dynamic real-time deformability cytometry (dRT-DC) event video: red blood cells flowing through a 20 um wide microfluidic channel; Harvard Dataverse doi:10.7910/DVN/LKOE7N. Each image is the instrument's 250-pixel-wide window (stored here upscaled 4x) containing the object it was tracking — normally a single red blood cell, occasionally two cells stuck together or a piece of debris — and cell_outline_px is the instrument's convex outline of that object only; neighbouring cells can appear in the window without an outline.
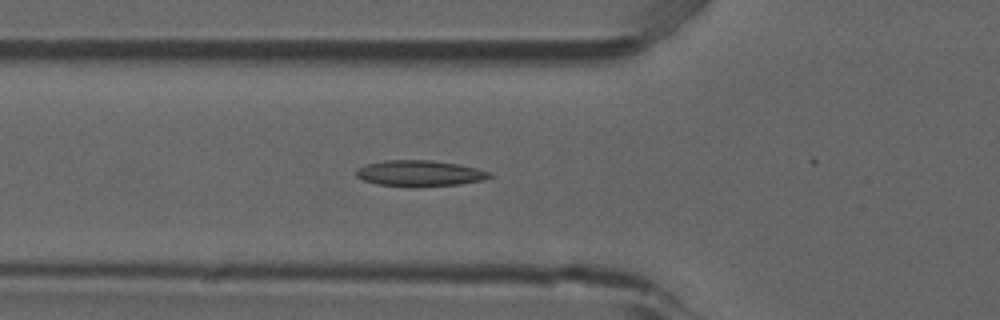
{"species": "common noctule bat (a hibernating species)", "species_latin": "Nyctalus noctula", "temperature_condition": "room temperature", "stored_images_in_passage": 16, "camera_frame_rate_fps": 3000, "um_per_image_px": 0.085, "animal": {"sex": "male", "forearm_length_mm": 52.5}, "frame": {"image": 1, "passage_image": 13, "time_ms": 4.0, "image_size_px": [1000, 320], "cell_outline_px": [[492, 176], [484, 180], [460, 184], [420, 188], [408, 188], [376, 184], [364, 180], [356, 176], [356, 168], [364, 164], [384, 160], [432, 160], [456, 164], [476, 168], [492, 172]], "centroid_in_image_um": [35.64, 14.75], "position_along_channel_um": 90.2, "area_um2": 20.75}}